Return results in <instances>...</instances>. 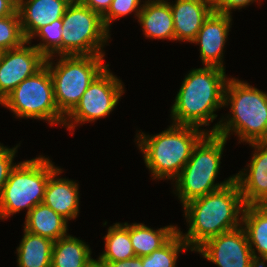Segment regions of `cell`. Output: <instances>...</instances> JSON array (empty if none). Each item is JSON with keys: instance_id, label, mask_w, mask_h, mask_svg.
<instances>
[{"instance_id": "1", "label": "cell", "mask_w": 267, "mask_h": 267, "mask_svg": "<svg viewBox=\"0 0 267 267\" xmlns=\"http://www.w3.org/2000/svg\"><path fill=\"white\" fill-rule=\"evenodd\" d=\"M183 206L188 231L178 232L191 251H195L207 240L221 233L242 226L245 204L237 182L192 199Z\"/></svg>"}, {"instance_id": "2", "label": "cell", "mask_w": 267, "mask_h": 267, "mask_svg": "<svg viewBox=\"0 0 267 267\" xmlns=\"http://www.w3.org/2000/svg\"><path fill=\"white\" fill-rule=\"evenodd\" d=\"M182 81L171 108L173 124L200 128L216 119L217 109L224 107L227 80L225 69L203 66L192 69Z\"/></svg>"}, {"instance_id": "3", "label": "cell", "mask_w": 267, "mask_h": 267, "mask_svg": "<svg viewBox=\"0 0 267 267\" xmlns=\"http://www.w3.org/2000/svg\"><path fill=\"white\" fill-rule=\"evenodd\" d=\"M226 105H230V114L222 117L207 133L227 139L230 132H235L239 143L267 142V93L247 82L229 78L224 92Z\"/></svg>"}, {"instance_id": "4", "label": "cell", "mask_w": 267, "mask_h": 267, "mask_svg": "<svg viewBox=\"0 0 267 267\" xmlns=\"http://www.w3.org/2000/svg\"><path fill=\"white\" fill-rule=\"evenodd\" d=\"M138 132L136 144L154 180H174L189 161L194 147L207 134L205 129L173 123L156 135Z\"/></svg>"}, {"instance_id": "5", "label": "cell", "mask_w": 267, "mask_h": 267, "mask_svg": "<svg viewBox=\"0 0 267 267\" xmlns=\"http://www.w3.org/2000/svg\"><path fill=\"white\" fill-rule=\"evenodd\" d=\"M227 139L207 133L194 147L191 157L175 181L176 192L182 205L188 201L215 192L234 181V175L215 183Z\"/></svg>"}, {"instance_id": "6", "label": "cell", "mask_w": 267, "mask_h": 267, "mask_svg": "<svg viewBox=\"0 0 267 267\" xmlns=\"http://www.w3.org/2000/svg\"><path fill=\"white\" fill-rule=\"evenodd\" d=\"M45 156L21 161L11 170L0 193V220L43 202L49 176L57 169Z\"/></svg>"}, {"instance_id": "7", "label": "cell", "mask_w": 267, "mask_h": 267, "mask_svg": "<svg viewBox=\"0 0 267 267\" xmlns=\"http://www.w3.org/2000/svg\"><path fill=\"white\" fill-rule=\"evenodd\" d=\"M103 60L104 56L99 55L59 56L57 64H53V57L46 58L55 102L65 117L80 102L93 80L109 66L103 64Z\"/></svg>"}, {"instance_id": "8", "label": "cell", "mask_w": 267, "mask_h": 267, "mask_svg": "<svg viewBox=\"0 0 267 267\" xmlns=\"http://www.w3.org/2000/svg\"><path fill=\"white\" fill-rule=\"evenodd\" d=\"M0 104L9 108L17 118L45 120L51 126H63L65 121L56 105L51 74L46 65L23 80Z\"/></svg>"}, {"instance_id": "9", "label": "cell", "mask_w": 267, "mask_h": 267, "mask_svg": "<svg viewBox=\"0 0 267 267\" xmlns=\"http://www.w3.org/2000/svg\"><path fill=\"white\" fill-rule=\"evenodd\" d=\"M62 56H104L103 47L110 38L102 16L72 0L62 17Z\"/></svg>"}, {"instance_id": "10", "label": "cell", "mask_w": 267, "mask_h": 267, "mask_svg": "<svg viewBox=\"0 0 267 267\" xmlns=\"http://www.w3.org/2000/svg\"><path fill=\"white\" fill-rule=\"evenodd\" d=\"M107 66L88 86L80 102L65 117L63 126L75 130L78 123L94 122L113 111L124 94L122 80L110 72ZM76 124V125H75Z\"/></svg>"}, {"instance_id": "11", "label": "cell", "mask_w": 267, "mask_h": 267, "mask_svg": "<svg viewBox=\"0 0 267 267\" xmlns=\"http://www.w3.org/2000/svg\"><path fill=\"white\" fill-rule=\"evenodd\" d=\"M196 251L218 267H254L256 264L242 226L210 238Z\"/></svg>"}, {"instance_id": "12", "label": "cell", "mask_w": 267, "mask_h": 267, "mask_svg": "<svg viewBox=\"0 0 267 267\" xmlns=\"http://www.w3.org/2000/svg\"><path fill=\"white\" fill-rule=\"evenodd\" d=\"M30 44L31 41H26L19 47L2 51L0 56V102L23 80L34 75L45 65L46 58Z\"/></svg>"}, {"instance_id": "13", "label": "cell", "mask_w": 267, "mask_h": 267, "mask_svg": "<svg viewBox=\"0 0 267 267\" xmlns=\"http://www.w3.org/2000/svg\"><path fill=\"white\" fill-rule=\"evenodd\" d=\"M254 148V154L247 170L234 175L242 199L247 205L267 204V142L248 143ZM245 171V172H244Z\"/></svg>"}, {"instance_id": "14", "label": "cell", "mask_w": 267, "mask_h": 267, "mask_svg": "<svg viewBox=\"0 0 267 267\" xmlns=\"http://www.w3.org/2000/svg\"><path fill=\"white\" fill-rule=\"evenodd\" d=\"M232 15L212 12L204 21L192 43L199 44L200 58L204 66L225 69L223 49L232 25Z\"/></svg>"}, {"instance_id": "15", "label": "cell", "mask_w": 267, "mask_h": 267, "mask_svg": "<svg viewBox=\"0 0 267 267\" xmlns=\"http://www.w3.org/2000/svg\"><path fill=\"white\" fill-rule=\"evenodd\" d=\"M170 7L174 20V41L190 43L214 11L211 0H175Z\"/></svg>"}, {"instance_id": "16", "label": "cell", "mask_w": 267, "mask_h": 267, "mask_svg": "<svg viewBox=\"0 0 267 267\" xmlns=\"http://www.w3.org/2000/svg\"><path fill=\"white\" fill-rule=\"evenodd\" d=\"M72 0H17L23 35L28 41L41 27L62 19Z\"/></svg>"}, {"instance_id": "17", "label": "cell", "mask_w": 267, "mask_h": 267, "mask_svg": "<svg viewBox=\"0 0 267 267\" xmlns=\"http://www.w3.org/2000/svg\"><path fill=\"white\" fill-rule=\"evenodd\" d=\"M59 167L49 176L43 202L67 221L76 219L79 213V185L73 180L57 177Z\"/></svg>"}, {"instance_id": "18", "label": "cell", "mask_w": 267, "mask_h": 267, "mask_svg": "<svg viewBox=\"0 0 267 267\" xmlns=\"http://www.w3.org/2000/svg\"><path fill=\"white\" fill-rule=\"evenodd\" d=\"M168 0L145 1L138 22L147 38L174 40V20Z\"/></svg>"}, {"instance_id": "19", "label": "cell", "mask_w": 267, "mask_h": 267, "mask_svg": "<svg viewBox=\"0 0 267 267\" xmlns=\"http://www.w3.org/2000/svg\"><path fill=\"white\" fill-rule=\"evenodd\" d=\"M241 225L256 262H267V204L245 206Z\"/></svg>"}, {"instance_id": "20", "label": "cell", "mask_w": 267, "mask_h": 267, "mask_svg": "<svg viewBox=\"0 0 267 267\" xmlns=\"http://www.w3.org/2000/svg\"><path fill=\"white\" fill-rule=\"evenodd\" d=\"M24 222L23 230L54 242L67 235L68 221L44 203L31 209Z\"/></svg>"}, {"instance_id": "21", "label": "cell", "mask_w": 267, "mask_h": 267, "mask_svg": "<svg viewBox=\"0 0 267 267\" xmlns=\"http://www.w3.org/2000/svg\"><path fill=\"white\" fill-rule=\"evenodd\" d=\"M178 227L165 226L157 230L147 227L143 223L129 224V235L135 255L138 257L151 254L164 246L176 233Z\"/></svg>"}, {"instance_id": "22", "label": "cell", "mask_w": 267, "mask_h": 267, "mask_svg": "<svg viewBox=\"0 0 267 267\" xmlns=\"http://www.w3.org/2000/svg\"><path fill=\"white\" fill-rule=\"evenodd\" d=\"M17 247L18 267H51L54 241L24 230Z\"/></svg>"}, {"instance_id": "23", "label": "cell", "mask_w": 267, "mask_h": 267, "mask_svg": "<svg viewBox=\"0 0 267 267\" xmlns=\"http://www.w3.org/2000/svg\"><path fill=\"white\" fill-rule=\"evenodd\" d=\"M91 253L84 241L68 234L54 242L51 267H85L92 259Z\"/></svg>"}, {"instance_id": "24", "label": "cell", "mask_w": 267, "mask_h": 267, "mask_svg": "<svg viewBox=\"0 0 267 267\" xmlns=\"http://www.w3.org/2000/svg\"><path fill=\"white\" fill-rule=\"evenodd\" d=\"M103 238L105 239V251L98 257L102 262L108 264L136 256L131 244L127 222L113 224Z\"/></svg>"}, {"instance_id": "25", "label": "cell", "mask_w": 267, "mask_h": 267, "mask_svg": "<svg viewBox=\"0 0 267 267\" xmlns=\"http://www.w3.org/2000/svg\"><path fill=\"white\" fill-rule=\"evenodd\" d=\"M191 250L177 232L164 246L141 256L142 267H176L179 252Z\"/></svg>"}, {"instance_id": "26", "label": "cell", "mask_w": 267, "mask_h": 267, "mask_svg": "<svg viewBox=\"0 0 267 267\" xmlns=\"http://www.w3.org/2000/svg\"><path fill=\"white\" fill-rule=\"evenodd\" d=\"M62 19L55 20L53 23L45 25L38 29L32 37L41 38L39 44L33 45L45 58L62 56Z\"/></svg>"}, {"instance_id": "27", "label": "cell", "mask_w": 267, "mask_h": 267, "mask_svg": "<svg viewBox=\"0 0 267 267\" xmlns=\"http://www.w3.org/2000/svg\"><path fill=\"white\" fill-rule=\"evenodd\" d=\"M25 39L18 11L13 15L0 18V50L6 51L21 46Z\"/></svg>"}, {"instance_id": "28", "label": "cell", "mask_w": 267, "mask_h": 267, "mask_svg": "<svg viewBox=\"0 0 267 267\" xmlns=\"http://www.w3.org/2000/svg\"><path fill=\"white\" fill-rule=\"evenodd\" d=\"M141 0H113L111 2L110 8L102 16L103 23L108 31H110L111 22L121 17L135 12L138 19V15L142 9ZM140 6V7H139ZM110 26V27H109Z\"/></svg>"}, {"instance_id": "29", "label": "cell", "mask_w": 267, "mask_h": 267, "mask_svg": "<svg viewBox=\"0 0 267 267\" xmlns=\"http://www.w3.org/2000/svg\"><path fill=\"white\" fill-rule=\"evenodd\" d=\"M17 149L18 145L12 149L5 146L0 151V193L9 178L11 170L16 166L13 159Z\"/></svg>"}, {"instance_id": "30", "label": "cell", "mask_w": 267, "mask_h": 267, "mask_svg": "<svg viewBox=\"0 0 267 267\" xmlns=\"http://www.w3.org/2000/svg\"><path fill=\"white\" fill-rule=\"evenodd\" d=\"M258 2L260 0H211L212 7L214 12L230 14L233 10H240L243 7H246L250 3Z\"/></svg>"}, {"instance_id": "31", "label": "cell", "mask_w": 267, "mask_h": 267, "mask_svg": "<svg viewBox=\"0 0 267 267\" xmlns=\"http://www.w3.org/2000/svg\"><path fill=\"white\" fill-rule=\"evenodd\" d=\"M84 6L103 16L110 8L113 0H79Z\"/></svg>"}, {"instance_id": "32", "label": "cell", "mask_w": 267, "mask_h": 267, "mask_svg": "<svg viewBox=\"0 0 267 267\" xmlns=\"http://www.w3.org/2000/svg\"><path fill=\"white\" fill-rule=\"evenodd\" d=\"M17 11V0H0V18L13 15Z\"/></svg>"}, {"instance_id": "33", "label": "cell", "mask_w": 267, "mask_h": 267, "mask_svg": "<svg viewBox=\"0 0 267 267\" xmlns=\"http://www.w3.org/2000/svg\"><path fill=\"white\" fill-rule=\"evenodd\" d=\"M107 266L108 267H142V261L140 257L135 256L133 258L126 259L123 261L109 262Z\"/></svg>"}, {"instance_id": "34", "label": "cell", "mask_w": 267, "mask_h": 267, "mask_svg": "<svg viewBox=\"0 0 267 267\" xmlns=\"http://www.w3.org/2000/svg\"><path fill=\"white\" fill-rule=\"evenodd\" d=\"M85 267H108L105 262L99 259H91V261Z\"/></svg>"}, {"instance_id": "35", "label": "cell", "mask_w": 267, "mask_h": 267, "mask_svg": "<svg viewBox=\"0 0 267 267\" xmlns=\"http://www.w3.org/2000/svg\"><path fill=\"white\" fill-rule=\"evenodd\" d=\"M254 267H266L265 262H256Z\"/></svg>"}, {"instance_id": "36", "label": "cell", "mask_w": 267, "mask_h": 267, "mask_svg": "<svg viewBox=\"0 0 267 267\" xmlns=\"http://www.w3.org/2000/svg\"><path fill=\"white\" fill-rule=\"evenodd\" d=\"M5 146H3L1 143H0V151L4 148Z\"/></svg>"}]
</instances>
